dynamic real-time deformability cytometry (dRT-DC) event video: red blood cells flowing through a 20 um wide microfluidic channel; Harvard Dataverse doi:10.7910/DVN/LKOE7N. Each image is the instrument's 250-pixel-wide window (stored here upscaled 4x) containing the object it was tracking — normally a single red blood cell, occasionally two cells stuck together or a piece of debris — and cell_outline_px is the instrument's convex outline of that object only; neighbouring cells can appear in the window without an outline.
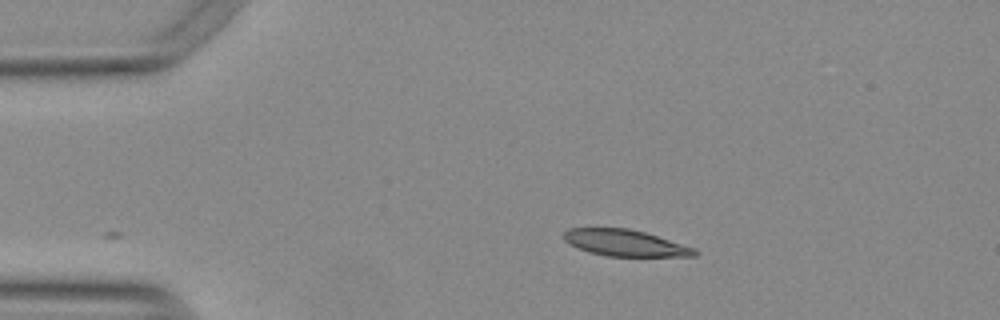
{"species": "Egyptian fruit bat (a non-hibernating species)", "species_latin": "Rousettus aegyptiacus", "temperature_condition": "warm", "stored_images_in_passage": 44, "camera_frame_rate_fps": 3000, "um_per_image_px": 0.085, "animal": {"sex": "female"}, "frame": {"image": 1, "passage_image": 1, "time_ms": 0.0, "image_size_px": [1000, 320], "cell_outline_px": [[700, 252], [696, 256], [608, 256], [588, 252], [564, 240], [564, 232], [568, 228], [628, 228], [644, 232], [696, 248]], "centroid_in_image_um": [53.17, 20.65], "position_along_channel_um": 31.8, "area_um2": 20.0}}
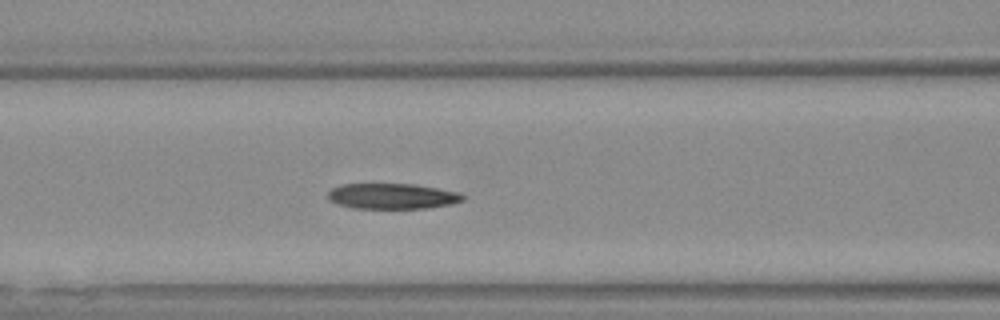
{"frame": {"image": 2, "passage_image": 13, "time_ms": 4.0, "image_size_px": [1000, 320], "cell_outline_px": [[464, 200], [452, 204], [428, 208], [352, 208], [336, 204], [328, 200], [328, 192], [332, 188], [340, 184], [412, 184], [436, 188], [456, 192], [464, 196]], "centroid_in_image_um": [33.29, 16.68], "position_along_channel_um": 133.3, "area_um2": 20.06}}
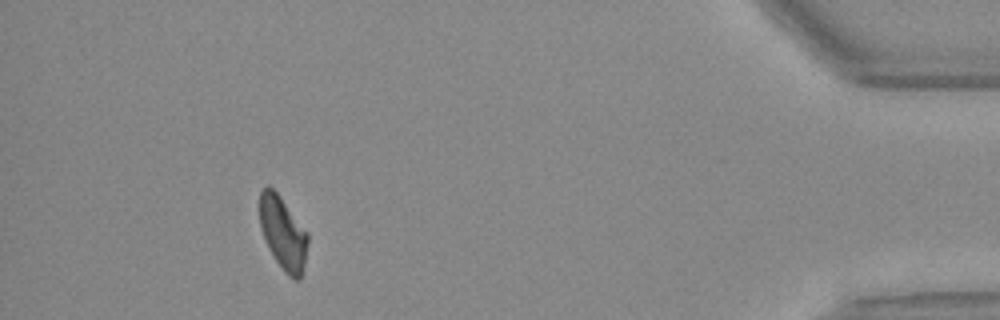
{"frame": {"image": 3, "passage_image": 40, "time_ms": 13.0, "image_size_px": [1000, 320], "cell_outline_px": [[308, 244], [304, 268], [300, 280], [296, 280], [288, 276], [284, 272], [268, 248], [260, 228], [260, 192], [268, 184], [276, 192], [308, 232]], "centroid_in_image_um": [24.07, 19.85], "position_along_channel_um": 411.1, "area_um2": 20.46}, "authors_computed_cell_mechanics": {"area_um2": 20.6924, "velocity_mm_per_s": 3.7669, "shape_relaxation_time_tau1_ms": 10.8573, "shape_relaxation_time_tau2_ms": 6.0973, "deformation_change_tau1": 0.2378, "deformation_change_tau2": 0.1606}}